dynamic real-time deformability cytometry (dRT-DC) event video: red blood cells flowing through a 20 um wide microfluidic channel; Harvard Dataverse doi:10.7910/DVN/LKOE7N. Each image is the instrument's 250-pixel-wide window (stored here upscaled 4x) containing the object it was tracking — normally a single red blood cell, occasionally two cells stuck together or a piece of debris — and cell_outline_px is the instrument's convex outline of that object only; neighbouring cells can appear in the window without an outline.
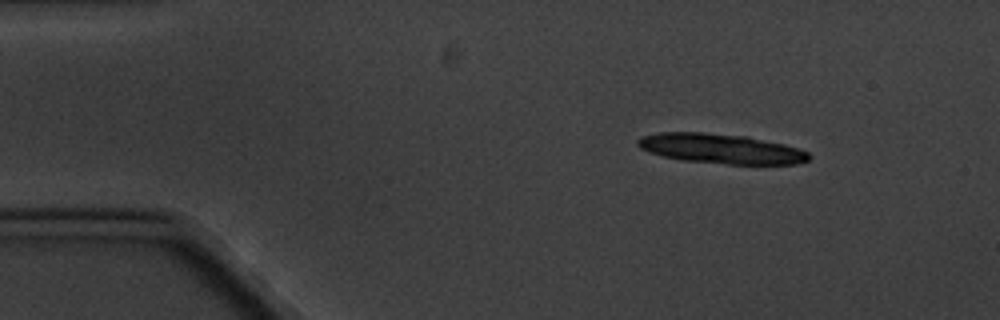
{"species": "common noctule bat (a hibernating species)", "species_latin": "Nyctalus noctula", "temperature_condition": "cold", "stored_images_in_passage": 5, "segment_of_instrument_passage": [1, 2], "camera_frame_rate_fps": 3000, "um_per_image_px": 0.085, "animal": {"sex": "male", "body_mass_g": 20.1, "forearm_length_mm": 53.5}, "frame": {"image": 1, "passage_image": 1, "time_ms": 0.0, "image_size_px": [1000, 320], "cell_outline_px": [[812, 156], [808, 160], [796, 164], [728, 164], [680, 160], [648, 152], [640, 148], [636, 144], [636, 140], [644, 136], [660, 132], [704, 132], [748, 136], [784, 144], [808, 152]], "centroid_in_image_um": [61.27, 12.63], "position_along_channel_um": 23.7, "area_um2": 29.77}}